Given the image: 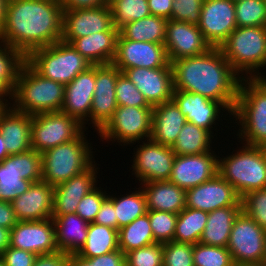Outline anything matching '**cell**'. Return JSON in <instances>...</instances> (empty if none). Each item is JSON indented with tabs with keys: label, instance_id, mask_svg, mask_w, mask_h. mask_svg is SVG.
<instances>
[{
	"label": "cell",
	"instance_id": "43",
	"mask_svg": "<svg viewBox=\"0 0 266 266\" xmlns=\"http://www.w3.org/2000/svg\"><path fill=\"white\" fill-rule=\"evenodd\" d=\"M151 230L156 243L174 241L178 214L162 211H147Z\"/></svg>",
	"mask_w": 266,
	"mask_h": 266
},
{
	"label": "cell",
	"instance_id": "5",
	"mask_svg": "<svg viewBox=\"0 0 266 266\" xmlns=\"http://www.w3.org/2000/svg\"><path fill=\"white\" fill-rule=\"evenodd\" d=\"M85 137L83 131L76 139L41 154L42 181L55 187L81 174L95 162L92 146Z\"/></svg>",
	"mask_w": 266,
	"mask_h": 266
},
{
	"label": "cell",
	"instance_id": "66",
	"mask_svg": "<svg viewBox=\"0 0 266 266\" xmlns=\"http://www.w3.org/2000/svg\"><path fill=\"white\" fill-rule=\"evenodd\" d=\"M0 266H5L3 260L0 258Z\"/></svg>",
	"mask_w": 266,
	"mask_h": 266
},
{
	"label": "cell",
	"instance_id": "23",
	"mask_svg": "<svg viewBox=\"0 0 266 266\" xmlns=\"http://www.w3.org/2000/svg\"><path fill=\"white\" fill-rule=\"evenodd\" d=\"M97 169L94 162L81 174L54 187L52 218L76 213L81 199L96 188Z\"/></svg>",
	"mask_w": 266,
	"mask_h": 266
},
{
	"label": "cell",
	"instance_id": "27",
	"mask_svg": "<svg viewBox=\"0 0 266 266\" xmlns=\"http://www.w3.org/2000/svg\"><path fill=\"white\" fill-rule=\"evenodd\" d=\"M32 115L6 106L0 114V133L9 155L31 150Z\"/></svg>",
	"mask_w": 266,
	"mask_h": 266
},
{
	"label": "cell",
	"instance_id": "47",
	"mask_svg": "<svg viewBox=\"0 0 266 266\" xmlns=\"http://www.w3.org/2000/svg\"><path fill=\"white\" fill-rule=\"evenodd\" d=\"M163 266H194L193 245L175 241L164 243Z\"/></svg>",
	"mask_w": 266,
	"mask_h": 266
},
{
	"label": "cell",
	"instance_id": "15",
	"mask_svg": "<svg viewBox=\"0 0 266 266\" xmlns=\"http://www.w3.org/2000/svg\"><path fill=\"white\" fill-rule=\"evenodd\" d=\"M198 27L211 47H220L237 28L235 3L231 0H204Z\"/></svg>",
	"mask_w": 266,
	"mask_h": 266
},
{
	"label": "cell",
	"instance_id": "39",
	"mask_svg": "<svg viewBox=\"0 0 266 266\" xmlns=\"http://www.w3.org/2000/svg\"><path fill=\"white\" fill-rule=\"evenodd\" d=\"M110 9L113 26L118 30L127 23L151 15L148 0H118L110 6Z\"/></svg>",
	"mask_w": 266,
	"mask_h": 266
},
{
	"label": "cell",
	"instance_id": "18",
	"mask_svg": "<svg viewBox=\"0 0 266 266\" xmlns=\"http://www.w3.org/2000/svg\"><path fill=\"white\" fill-rule=\"evenodd\" d=\"M121 71L113 64L95 65V92L92 99L90 122L99 131L117 109L115 85Z\"/></svg>",
	"mask_w": 266,
	"mask_h": 266
},
{
	"label": "cell",
	"instance_id": "14",
	"mask_svg": "<svg viewBox=\"0 0 266 266\" xmlns=\"http://www.w3.org/2000/svg\"><path fill=\"white\" fill-rule=\"evenodd\" d=\"M103 31H119L113 26L110 7L63 9L62 41L71 44L76 38Z\"/></svg>",
	"mask_w": 266,
	"mask_h": 266
},
{
	"label": "cell",
	"instance_id": "62",
	"mask_svg": "<svg viewBox=\"0 0 266 266\" xmlns=\"http://www.w3.org/2000/svg\"><path fill=\"white\" fill-rule=\"evenodd\" d=\"M5 146V141L3 139L2 134L0 133V162L9 156Z\"/></svg>",
	"mask_w": 266,
	"mask_h": 266
},
{
	"label": "cell",
	"instance_id": "57",
	"mask_svg": "<svg viewBox=\"0 0 266 266\" xmlns=\"http://www.w3.org/2000/svg\"><path fill=\"white\" fill-rule=\"evenodd\" d=\"M68 266H98V256L87 259L77 254H71Z\"/></svg>",
	"mask_w": 266,
	"mask_h": 266
},
{
	"label": "cell",
	"instance_id": "22",
	"mask_svg": "<svg viewBox=\"0 0 266 266\" xmlns=\"http://www.w3.org/2000/svg\"><path fill=\"white\" fill-rule=\"evenodd\" d=\"M123 73L144 95L151 106L162 104L172 99L173 73L171 63L161 68H129Z\"/></svg>",
	"mask_w": 266,
	"mask_h": 266
},
{
	"label": "cell",
	"instance_id": "63",
	"mask_svg": "<svg viewBox=\"0 0 266 266\" xmlns=\"http://www.w3.org/2000/svg\"><path fill=\"white\" fill-rule=\"evenodd\" d=\"M103 5L110 7L112 4H114L118 0H102Z\"/></svg>",
	"mask_w": 266,
	"mask_h": 266
},
{
	"label": "cell",
	"instance_id": "26",
	"mask_svg": "<svg viewBox=\"0 0 266 266\" xmlns=\"http://www.w3.org/2000/svg\"><path fill=\"white\" fill-rule=\"evenodd\" d=\"M172 99L186 117L187 122L195 124L211 134H213L211 128H214L212 125L216 124L215 122L219 119L220 110L228 111L221 102L188 91L174 90Z\"/></svg>",
	"mask_w": 266,
	"mask_h": 266
},
{
	"label": "cell",
	"instance_id": "34",
	"mask_svg": "<svg viewBox=\"0 0 266 266\" xmlns=\"http://www.w3.org/2000/svg\"><path fill=\"white\" fill-rule=\"evenodd\" d=\"M118 249V230L89 223L86 242L77 255L89 259Z\"/></svg>",
	"mask_w": 266,
	"mask_h": 266
},
{
	"label": "cell",
	"instance_id": "8",
	"mask_svg": "<svg viewBox=\"0 0 266 266\" xmlns=\"http://www.w3.org/2000/svg\"><path fill=\"white\" fill-rule=\"evenodd\" d=\"M232 116L242 126L237 136L245 145L266 147V94L249 79H241Z\"/></svg>",
	"mask_w": 266,
	"mask_h": 266
},
{
	"label": "cell",
	"instance_id": "16",
	"mask_svg": "<svg viewBox=\"0 0 266 266\" xmlns=\"http://www.w3.org/2000/svg\"><path fill=\"white\" fill-rule=\"evenodd\" d=\"M121 72L129 68H161L169 63L164 44L117 38L116 55L112 62Z\"/></svg>",
	"mask_w": 266,
	"mask_h": 266
},
{
	"label": "cell",
	"instance_id": "30",
	"mask_svg": "<svg viewBox=\"0 0 266 266\" xmlns=\"http://www.w3.org/2000/svg\"><path fill=\"white\" fill-rule=\"evenodd\" d=\"M119 31H103L76 38L71 44L91 64H110L116 55Z\"/></svg>",
	"mask_w": 266,
	"mask_h": 266
},
{
	"label": "cell",
	"instance_id": "24",
	"mask_svg": "<svg viewBox=\"0 0 266 266\" xmlns=\"http://www.w3.org/2000/svg\"><path fill=\"white\" fill-rule=\"evenodd\" d=\"M95 92V65L79 73L64 88L61 111L76 118L82 125L90 121L92 99ZM89 118V119H88Z\"/></svg>",
	"mask_w": 266,
	"mask_h": 266
},
{
	"label": "cell",
	"instance_id": "3",
	"mask_svg": "<svg viewBox=\"0 0 266 266\" xmlns=\"http://www.w3.org/2000/svg\"><path fill=\"white\" fill-rule=\"evenodd\" d=\"M64 88L63 84L42 77L25 61L12 91V107L32 116L61 111Z\"/></svg>",
	"mask_w": 266,
	"mask_h": 266
},
{
	"label": "cell",
	"instance_id": "59",
	"mask_svg": "<svg viewBox=\"0 0 266 266\" xmlns=\"http://www.w3.org/2000/svg\"><path fill=\"white\" fill-rule=\"evenodd\" d=\"M10 245V229L0 227V256Z\"/></svg>",
	"mask_w": 266,
	"mask_h": 266
},
{
	"label": "cell",
	"instance_id": "19",
	"mask_svg": "<svg viewBox=\"0 0 266 266\" xmlns=\"http://www.w3.org/2000/svg\"><path fill=\"white\" fill-rule=\"evenodd\" d=\"M242 206L241 198L218 173L210 180L186 190V207L205 212Z\"/></svg>",
	"mask_w": 266,
	"mask_h": 266
},
{
	"label": "cell",
	"instance_id": "10",
	"mask_svg": "<svg viewBox=\"0 0 266 266\" xmlns=\"http://www.w3.org/2000/svg\"><path fill=\"white\" fill-rule=\"evenodd\" d=\"M76 118L62 111L40 113L32 116L31 149L43 152L76 139L84 130Z\"/></svg>",
	"mask_w": 266,
	"mask_h": 266
},
{
	"label": "cell",
	"instance_id": "60",
	"mask_svg": "<svg viewBox=\"0 0 266 266\" xmlns=\"http://www.w3.org/2000/svg\"><path fill=\"white\" fill-rule=\"evenodd\" d=\"M5 96H6V98H7V96H9V99H12V98H10V97H12V92L0 81V103L4 104L6 106H9L8 104H11V103L8 102V99H6Z\"/></svg>",
	"mask_w": 266,
	"mask_h": 266
},
{
	"label": "cell",
	"instance_id": "44",
	"mask_svg": "<svg viewBox=\"0 0 266 266\" xmlns=\"http://www.w3.org/2000/svg\"><path fill=\"white\" fill-rule=\"evenodd\" d=\"M115 93L118 106L153 107L123 72L117 78Z\"/></svg>",
	"mask_w": 266,
	"mask_h": 266
},
{
	"label": "cell",
	"instance_id": "46",
	"mask_svg": "<svg viewBox=\"0 0 266 266\" xmlns=\"http://www.w3.org/2000/svg\"><path fill=\"white\" fill-rule=\"evenodd\" d=\"M241 203L242 212L266 231V188L247 193Z\"/></svg>",
	"mask_w": 266,
	"mask_h": 266
},
{
	"label": "cell",
	"instance_id": "65",
	"mask_svg": "<svg viewBox=\"0 0 266 266\" xmlns=\"http://www.w3.org/2000/svg\"><path fill=\"white\" fill-rule=\"evenodd\" d=\"M6 107V105L0 103V114L2 113L3 109Z\"/></svg>",
	"mask_w": 266,
	"mask_h": 266
},
{
	"label": "cell",
	"instance_id": "33",
	"mask_svg": "<svg viewBox=\"0 0 266 266\" xmlns=\"http://www.w3.org/2000/svg\"><path fill=\"white\" fill-rule=\"evenodd\" d=\"M167 19L150 15L137 21L127 23L119 33L132 41L164 44Z\"/></svg>",
	"mask_w": 266,
	"mask_h": 266
},
{
	"label": "cell",
	"instance_id": "49",
	"mask_svg": "<svg viewBox=\"0 0 266 266\" xmlns=\"http://www.w3.org/2000/svg\"><path fill=\"white\" fill-rule=\"evenodd\" d=\"M204 0H174L171 20L198 25Z\"/></svg>",
	"mask_w": 266,
	"mask_h": 266
},
{
	"label": "cell",
	"instance_id": "55",
	"mask_svg": "<svg viewBox=\"0 0 266 266\" xmlns=\"http://www.w3.org/2000/svg\"><path fill=\"white\" fill-rule=\"evenodd\" d=\"M98 266H126L125 254L118 249L108 254L98 256Z\"/></svg>",
	"mask_w": 266,
	"mask_h": 266
},
{
	"label": "cell",
	"instance_id": "51",
	"mask_svg": "<svg viewBox=\"0 0 266 266\" xmlns=\"http://www.w3.org/2000/svg\"><path fill=\"white\" fill-rule=\"evenodd\" d=\"M115 213L116 211L113 206V197L108 195L102 202L101 208L93 223L106 227H112L118 230V221Z\"/></svg>",
	"mask_w": 266,
	"mask_h": 266
},
{
	"label": "cell",
	"instance_id": "48",
	"mask_svg": "<svg viewBox=\"0 0 266 266\" xmlns=\"http://www.w3.org/2000/svg\"><path fill=\"white\" fill-rule=\"evenodd\" d=\"M96 186L91 192L85 195L78 204L76 214L87 223H93L99 212L102 202L107 198L106 191L100 190ZM107 194V195H106Z\"/></svg>",
	"mask_w": 266,
	"mask_h": 266
},
{
	"label": "cell",
	"instance_id": "28",
	"mask_svg": "<svg viewBox=\"0 0 266 266\" xmlns=\"http://www.w3.org/2000/svg\"><path fill=\"white\" fill-rule=\"evenodd\" d=\"M186 117L173 99L153 106L151 140L172 146L186 123Z\"/></svg>",
	"mask_w": 266,
	"mask_h": 266
},
{
	"label": "cell",
	"instance_id": "37",
	"mask_svg": "<svg viewBox=\"0 0 266 266\" xmlns=\"http://www.w3.org/2000/svg\"><path fill=\"white\" fill-rule=\"evenodd\" d=\"M208 212L185 207L176 221L174 241L178 243L196 244L204 232Z\"/></svg>",
	"mask_w": 266,
	"mask_h": 266
},
{
	"label": "cell",
	"instance_id": "35",
	"mask_svg": "<svg viewBox=\"0 0 266 266\" xmlns=\"http://www.w3.org/2000/svg\"><path fill=\"white\" fill-rule=\"evenodd\" d=\"M211 133L195 124L186 122L171 146L175 155H197L211 150Z\"/></svg>",
	"mask_w": 266,
	"mask_h": 266
},
{
	"label": "cell",
	"instance_id": "31",
	"mask_svg": "<svg viewBox=\"0 0 266 266\" xmlns=\"http://www.w3.org/2000/svg\"><path fill=\"white\" fill-rule=\"evenodd\" d=\"M56 229L58 250L67 254H77L84 246L89 223L76 213L52 218Z\"/></svg>",
	"mask_w": 266,
	"mask_h": 266
},
{
	"label": "cell",
	"instance_id": "38",
	"mask_svg": "<svg viewBox=\"0 0 266 266\" xmlns=\"http://www.w3.org/2000/svg\"><path fill=\"white\" fill-rule=\"evenodd\" d=\"M127 195V196H126ZM123 197H113V206L116 211L118 230L147 213L146 197L139 189Z\"/></svg>",
	"mask_w": 266,
	"mask_h": 266
},
{
	"label": "cell",
	"instance_id": "42",
	"mask_svg": "<svg viewBox=\"0 0 266 266\" xmlns=\"http://www.w3.org/2000/svg\"><path fill=\"white\" fill-rule=\"evenodd\" d=\"M194 266H235L227 247L202 244L193 245Z\"/></svg>",
	"mask_w": 266,
	"mask_h": 266
},
{
	"label": "cell",
	"instance_id": "41",
	"mask_svg": "<svg viewBox=\"0 0 266 266\" xmlns=\"http://www.w3.org/2000/svg\"><path fill=\"white\" fill-rule=\"evenodd\" d=\"M234 3L237 27H266V5L262 0H241Z\"/></svg>",
	"mask_w": 266,
	"mask_h": 266
},
{
	"label": "cell",
	"instance_id": "13",
	"mask_svg": "<svg viewBox=\"0 0 266 266\" xmlns=\"http://www.w3.org/2000/svg\"><path fill=\"white\" fill-rule=\"evenodd\" d=\"M147 141V142H146ZM133 158V174L141 183L151 181H168L173 168L175 153L170 146L142 141Z\"/></svg>",
	"mask_w": 266,
	"mask_h": 266
},
{
	"label": "cell",
	"instance_id": "29",
	"mask_svg": "<svg viewBox=\"0 0 266 266\" xmlns=\"http://www.w3.org/2000/svg\"><path fill=\"white\" fill-rule=\"evenodd\" d=\"M148 211L179 214L186 207V190L168 181L140 183Z\"/></svg>",
	"mask_w": 266,
	"mask_h": 266
},
{
	"label": "cell",
	"instance_id": "21",
	"mask_svg": "<svg viewBox=\"0 0 266 266\" xmlns=\"http://www.w3.org/2000/svg\"><path fill=\"white\" fill-rule=\"evenodd\" d=\"M164 46L169 62L202 55L212 48L198 25L171 19L167 21Z\"/></svg>",
	"mask_w": 266,
	"mask_h": 266
},
{
	"label": "cell",
	"instance_id": "45",
	"mask_svg": "<svg viewBox=\"0 0 266 266\" xmlns=\"http://www.w3.org/2000/svg\"><path fill=\"white\" fill-rule=\"evenodd\" d=\"M126 266H163V244L151 245L134 249L125 254Z\"/></svg>",
	"mask_w": 266,
	"mask_h": 266
},
{
	"label": "cell",
	"instance_id": "56",
	"mask_svg": "<svg viewBox=\"0 0 266 266\" xmlns=\"http://www.w3.org/2000/svg\"><path fill=\"white\" fill-rule=\"evenodd\" d=\"M63 9L96 8L103 5L102 0H60Z\"/></svg>",
	"mask_w": 266,
	"mask_h": 266
},
{
	"label": "cell",
	"instance_id": "61",
	"mask_svg": "<svg viewBox=\"0 0 266 266\" xmlns=\"http://www.w3.org/2000/svg\"><path fill=\"white\" fill-rule=\"evenodd\" d=\"M7 2L8 0H0V33L5 24Z\"/></svg>",
	"mask_w": 266,
	"mask_h": 266
},
{
	"label": "cell",
	"instance_id": "32",
	"mask_svg": "<svg viewBox=\"0 0 266 266\" xmlns=\"http://www.w3.org/2000/svg\"><path fill=\"white\" fill-rule=\"evenodd\" d=\"M242 206H230L209 212L200 243L216 247H227L235 218Z\"/></svg>",
	"mask_w": 266,
	"mask_h": 266
},
{
	"label": "cell",
	"instance_id": "58",
	"mask_svg": "<svg viewBox=\"0 0 266 266\" xmlns=\"http://www.w3.org/2000/svg\"><path fill=\"white\" fill-rule=\"evenodd\" d=\"M255 72V75H252L250 78H248L258 89H260L263 93L266 94V76L259 73Z\"/></svg>",
	"mask_w": 266,
	"mask_h": 266
},
{
	"label": "cell",
	"instance_id": "9",
	"mask_svg": "<svg viewBox=\"0 0 266 266\" xmlns=\"http://www.w3.org/2000/svg\"><path fill=\"white\" fill-rule=\"evenodd\" d=\"M42 180V156L35 150L13 154L0 162V201L12 202L32 183Z\"/></svg>",
	"mask_w": 266,
	"mask_h": 266
},
{
	"label": "cell",
	"instance_id": "20",
	"mask_svg": "<svg viewBox=\"0 0 266 266\" xmlns=\"http://www.w3.org/2000/svg\"><path fill=\"white\" fill-rule=\"evenodd\" d=\"M211 152L176 155L169 181L187 190L212 179L218 173V157Z\"/></svg>",
	"mask_w": 266,
	"mask_h": 266
},
{
	"label": "cell",
	"instance_id": "40",
	"mask_svg": "<svg viewBox=\"0 0 266 266\" xmlns=\"http://www.w3.org/2000/svg\"><path fill=\"white\" fill-rule=\"evenodd\" d=\"M25 57L17 50L0 41V81L12 92L18 72Z\"/></svg>",
	"mask_w": 266,
	"mask_h": 266
},
{
	"label": "cell",
	"instance_id": "36",
	"mask_svg": "<svg viewBox=\"0 0 266 266\" xmlns=\"http://www.w3.org/2000/svg\"><path fill=\"white\" fill-rule=\"evenodd\" d=\"M153 243L156 242L147 213L118 230V247L124 254Z\"/></svg>",
	"mask_w": 266,
	"mask_h": 266
},
{
	"label": "cell",
	"instance_id": "11",
	"mask_svg": "<svg viewBox=\"0 0 266 266\" xmlns=\"http://www.w3.org/2000/svg\"><path fill=\"white\" fill-rule=\"evenodd\" d=\"M152 111L153 107L118 106L113 116L98 131L99 136L106 141L118 140L123 145L146 138L149 140L152 134Z\"/></svg>",
	"mask_w": 266,
	"mask_h": 266
},
{
	"label": "cell",
	"instance_id": "6",
	"mask_svg": "<svg viewBox=\"0 0 266 266\" xmlns=\"http://www.w3.org/2000/svg\"><path fill=\"white\" fill-rule=\"evenodd\" d=\"M219 48L233 70L248 79L266 66V27H237Z\"/></svg>",
	"mask_w": 266,
	"mask_h": 266
},
{
	"label": "cell",
	"instance_id": "64",
	"mask_svg": "<svg viewBox=\"0 0 266 266\" xmlns=\"http://www.w3.org/2000/svg\"><path fill=\"white\" fill-rule=\"evenodd\" d=\"M262 266H266V239H265V249H264V256H263Z\"/></svg>",
	"mask_w": 266,
	"mask_h": 266
},
{
	"label": "cell",
	"instance_id": "52",
	"mask_svg": "<svg viewBox=\"0 0 266 266\" xmlns=\"http://www.w3.org/2000/svg\"><path fill=\"white\" fill-rule=\"evenodd\" d=\"M70 254L56 251L48 254L37 255L33 266H68Z\"/></svg>",
	"mask_w": 266,
	"mask_h": 266
},
{
	"label": "cell",
	"instance_id": "2",
	"mask_svg": "<svg viewBox=\"0 0 266 266\" xmlns=\"http://www.w3.org/2000/svg\"><path fill=\"white\" fill-rule=\"evenodd\" d=\"M170 63L174 90L200 94L221 102L230 115L233 114L244 76L233 70L219 47H212L202 55L174 59Z\"/></svg>",
	"mask_w": 266,
	"mask_h": 266
},
{
	"label": "cell",
	"instance_id": "12",
	"mask_svg": "<svg viewBox=\"0 0 266 266\" xmlns=\"http://www.w3.org/2000/svg\"><path fill=\"white\" fill-rule=\"evenodd\" d=\"M266 231L244 212L235 218L227 249L235 266L262 265Z\"/></svg>",
	"mask_w": 266,
	"mask_h": 266
},
{
	"label": "cell",
	"instance_id": "17",
	"mask_svg": "<svg viewBox=\"0 0 266 266\" xmlns=\"http://www.w3.org/2000/svg\"><path fill=\"white\" fill-rule=\"evenodd\" d=\"M9 246L36 255L59 251L53 219L18 221L10 230Z\"/></svg>",
	"mask_w": 266,
	"mask_h": 266
},
{
	"label": "cell",
	"instance_id": "54",
	"mask_svg": "<svg viewBox=\"0 0 266 266\" xmlns=\"http://www.w3.org/2000/svg\"><path fill=\"white\" fill-rule=\"evenodd\" d=\"M18 220L10 202L0 201V227L12 229Z\"/></svg>",
	"mask_w": 266,
	"mask_h": 266
},
{
	"label": "cell",
	"instance_id": "25",
	"mask_svg": "<svg viewBox=\"0 0 266 266\" xmlns=\"http://www.w3.org/2000/svg\"><path fill=\"white\" fill-rule=\"evenodd\" d=\"M54 186L44 181L32 183L29 189L12 202L18 221H34L52 218Z\"/></svg>",
	"mask_w": 266,
	"mask_h": 266
},
{
	"label": "cell",
	"instance_id": "1",
	"mask_svg": "<svg viewBox=\"0 0 266 266\" xmlns=\"http://www.w3.org/2000/svg\"><path fill=\"white\" fill-rule=\"evenodd\" d=\"M62 23L60 0H8L0 41L26 58L35 49L60 41Z\"/></svg>",
	"mask_w": 266,
	"mask_h": 266
},
{
	"label": "cell",
	"instance_id": "4",
	"mask_svg": "<svg viewBox=\"0 0 266 266\" xmlns=\"http://www.w3.org/2000/svg\"><path fill=\"white\" fill-rule=\"evenodd\" d=\"M237 153L219 159L218 174L234 187L242 198L266 188V147L243 145Z\"/></svg>",
	"mask_w": 266,
	"mask_h": 266
},
{
	"label": "cell",
	"instance_id": "50",
	"mask_svg": "<svg viewBox=\"0 0 266 266\" xmlns=\"http://www.w3.org/2000/svg\"><path fill=\"white\" fill-rule=\"evenodd\" d=\"M36 254L14 247H8L0 256L5 266H33Z\"/></svg>",
	"mask_w": 266,
	"mask_h": 266
},
{
	"label": "cell",
	"instance_id": "53",
	"mask_svg": "<svg viewBox=\"0 0 266 266\" xmlns=\"http://www.w3.org/2000/svg\"><path fill=\"white\" fill-rule=\"evenodd\" d=\"M174 0H148L151 15L171 19Z\"/></svg>",
	"mask_w": 266,
	"mask_h": 266
},
{
	"label": "cell",
	"instance_id": "7",
	"mask_svg": "<svg viewBox=\"0 0 266 266\" xmlns=\"http://www.w3.org/2000/svg\"><path fill=\"white\" fill-rule=\"evenodd\" d=\"M25 61L42 77L64 86L91 66L72 44L62 40L35 49Z\"/></svg>",
	"mask_w": 266,
	"mask_h": 266
}]
</instances>
